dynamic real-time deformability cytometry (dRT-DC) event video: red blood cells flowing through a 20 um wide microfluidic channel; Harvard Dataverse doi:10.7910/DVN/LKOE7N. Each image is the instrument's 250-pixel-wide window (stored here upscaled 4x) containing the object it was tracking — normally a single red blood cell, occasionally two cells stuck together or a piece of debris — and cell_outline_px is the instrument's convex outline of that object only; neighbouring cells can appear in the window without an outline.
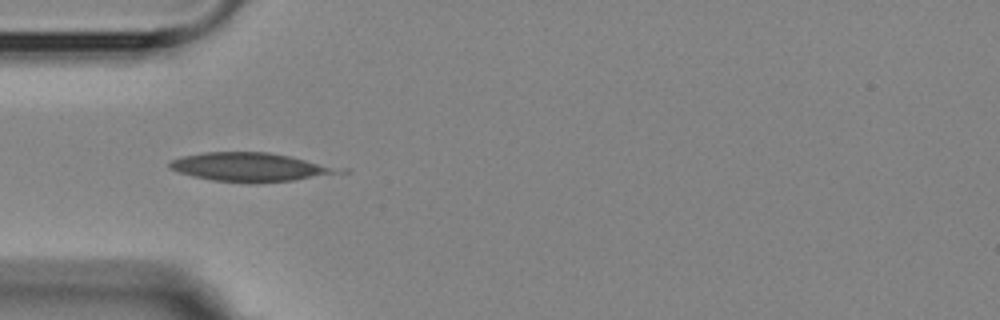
{"species": "Egyptian fruit bat (a non-hibernating species)", "species_latin": "Rousettus aegyptiacus", "temperature_condition": "room temperature", "stored_images_in_passage": 10, "camera_frame_rate_fps": 3000, "um_per_image_px": 0.085, "animal": {"sex": "female"}, "frame": {"image": 1, "passage_image": 4, "time_ms": 4.333, "image_size_px": [1000, 320], "cell_outline_px": [[352, 168], [348, 172], [292, 180], [212, 180], [192, 176], [168, 168], [168, 164], [172, 160], [184, 156], [204, 152], [268, 152]], "centroid_in_image_um": [21.4, 14.16], "position_along_channel_um": 63.6, "area_um2": 27.69}}
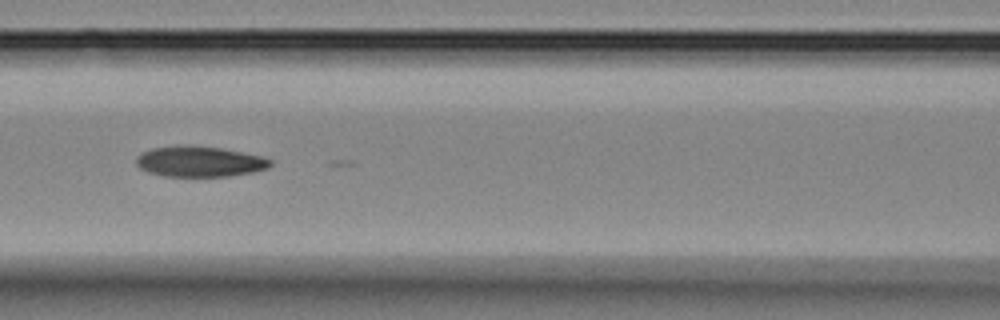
{"frame": {"image": 2, "passage_image": 6, "time_ms": 6.667, "image_size_px": [1000, 320], "cell_outline_px": [[272, 164], [268, 168], [252, 172], [228, 176], [164, 176], [148, 172], [140, 168], [136, 164], [136, 156], [140, 152], [152, 148], [176, 144], [188, 144], [220, 148], [264, 156], [272, 160]], "centroid_in_image_um": [16.93, 13.71], "position_along_channel_um": 149.7, "area_um2": 24.28}}
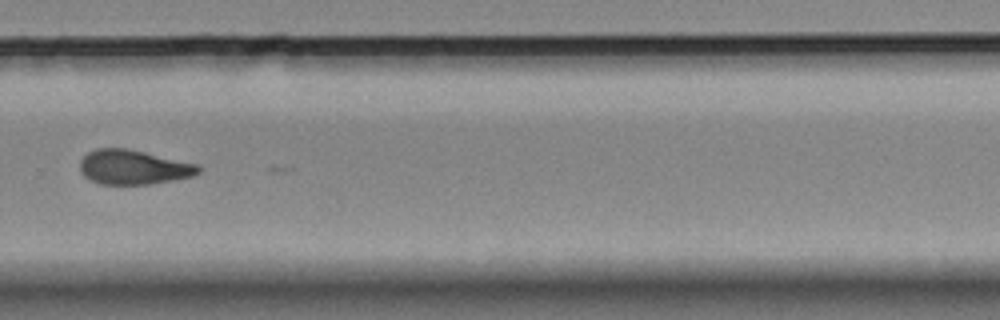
{"frame": {"image": 3, "passage_image": 10, "time_ms": 11.333, "image_size_px": [1000, 320], "cell_outline_px": [[200, 172], [192, 176], [152, 184], [100, 184], [84, 176], [80, 172], [80, 160], [88, 152], [96, 148], [124, 148], [144, 152], [196, 164], [200, 168]], "centroid_in_image_um": [11.3, 14.21], "position_along_channel_um": 318.5, "area_um2": 23.58}}